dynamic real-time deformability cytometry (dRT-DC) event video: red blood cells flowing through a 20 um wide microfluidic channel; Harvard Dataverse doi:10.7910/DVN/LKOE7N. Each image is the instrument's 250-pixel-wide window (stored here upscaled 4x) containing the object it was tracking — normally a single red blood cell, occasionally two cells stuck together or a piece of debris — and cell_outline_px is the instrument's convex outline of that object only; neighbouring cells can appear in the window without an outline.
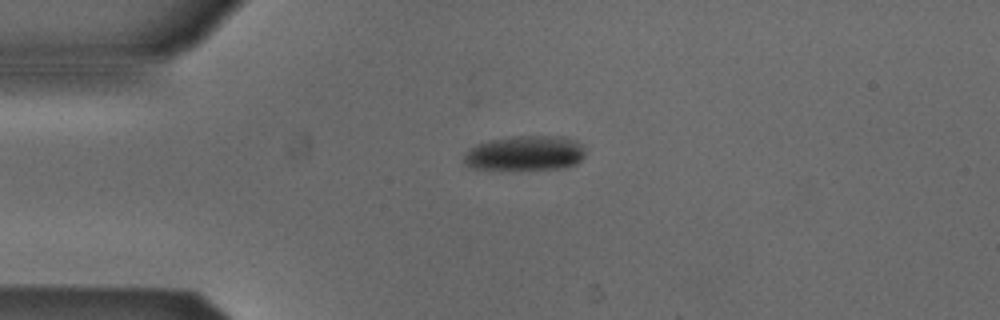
{"species": "Egyptian fruit bat (a non-hibernating species)", "species_latin": "Rousettus aegyptiacus", "temperature_condition": "cold", "stored_images_in_passage": 42, "camera_frame_rate_fps": 3000, "um_per_image_px": 0.085, "animal": {"sex": "male"}, "frame": {"image": 1, "passage_image": 2, "time_ms": 0.333, "image_size_px": [1000, 320], "cell_outline_px": [[584, 156], [576, 164], [560, 168], [468, 168], [464, 164], [464, 156], [476, 144], [488, 140], [520, 136], [564, 136], [580, 144], [584, 152]], "centroid_in_image_um": [44.62, 13.0], "position_along_channel_um": 40.4, "area_um2": 23.99}}
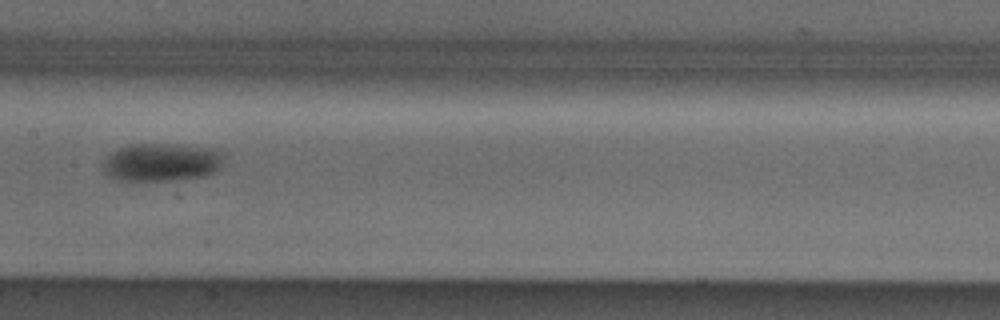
{"frame": {"image": 2, "passage_image": 16, "time_ms": 5.0, "image_size_px": [1000, 320], "cell_outline_px": [[220, 168], [204, 176], [180, 180], [116, 180], [108, 176], [104, 172], [100, 164], [112, 152], [120, 148], [132, 144], [184, 144], [220, 152]], "centroid_in_image_um": [13.64, 13.8], "position_along_channel_um": 193.8, "area_um2": 26.53}}
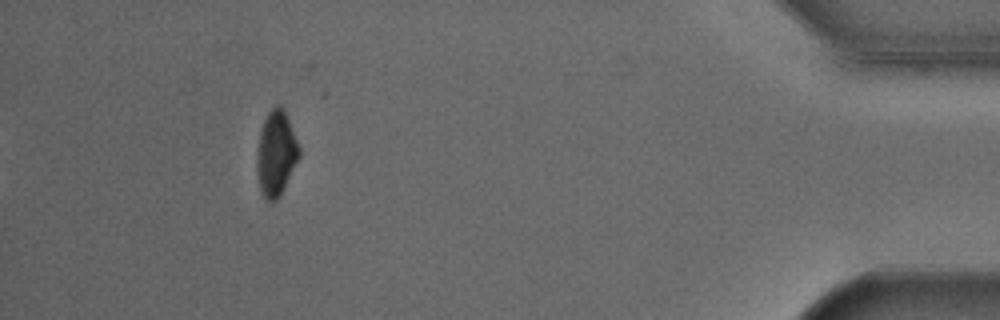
{"frame": {"image": 3, "passage_image": 38, "time_ms": 12.333, "image_size_px": [1000, 320], "cell_outline_px": [[300, 156], [280, 196], [276, 200], [264, 200], [260, 188], [260, 132], [264, 120], [268, 112], [276, 104], [280, 104], [284, 108], [300, 148]], "centroid_in_image_um": [23.54, 13.0], "position_along_channel_um": 411.7, "area_um2": 20.0}, "authors_computed_cell_mechanics": {"area_um2": 25.8944, "velocity_mm_per_s": 3.8544, "shape_relaxation_time_tau1_ms": 4.4428, "shape_relaxation_time_tau2_ms": null, "deformation_change_tau1": 0.0978, "deformation_change_tau2": null}}